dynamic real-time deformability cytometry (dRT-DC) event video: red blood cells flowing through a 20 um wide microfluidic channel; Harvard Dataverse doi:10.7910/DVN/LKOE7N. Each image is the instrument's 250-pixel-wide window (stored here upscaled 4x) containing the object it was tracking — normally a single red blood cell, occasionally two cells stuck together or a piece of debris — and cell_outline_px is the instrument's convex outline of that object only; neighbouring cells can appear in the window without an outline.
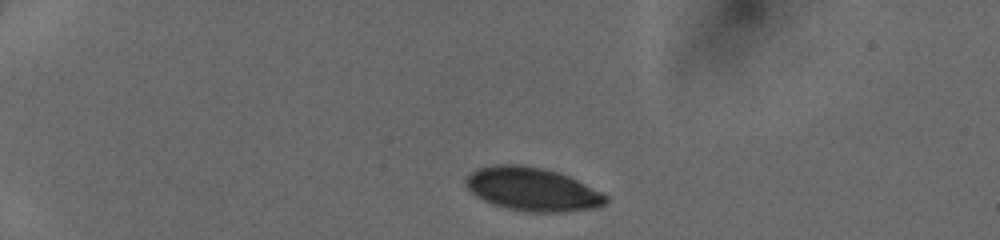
{"species": "human", "species_latin": "Homo sapiens", "temperature_condition": "cold", "stored_images_in_passage": 38, "camera_frame_rate_fps": 3000, "um_per_image_px": 0.085, "donor": {"sex": "female"}, "frame": {"image": 1, "passage_image": 1, "time_ms": 0.0, "image_size_px": [1000, 240], "cell_outline_px": [[608, 200], [604, 204], [596, 208], [560, 212], [528, 212], [508, 208], [492, 204], [476, 196], [464, 184], [464, 180], [476, 168], [496, 164], [520, 164], [544, 168], [568, 176], [608, 196]], "centroid_in_image_um": [45.22, 16.08], "position_along_channel_um": 39.8, "area_um2": 35.26}}
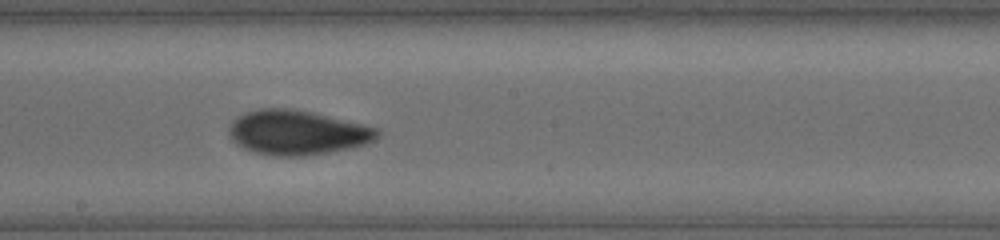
{"frame": {"image": 2, "passage_image": 19, "time_ms": 6.0, "image_size_px": [1000, 240], "cell_outline_px": [[380, 136], [368, 144], [328, 152], [304, 156], [272, 156], [256, 152], [244, 148], [236, 144], [232, 140], [228, 132], [228, 128], [232, 120], [248, 112], [260, 108], [288, 108], [312, 112], [376, 128], [380, 132]], "centroid_in_image_um": [25.24, 11.27], "position_along_channel_um": 223.0, "area_um2": 38.26}}
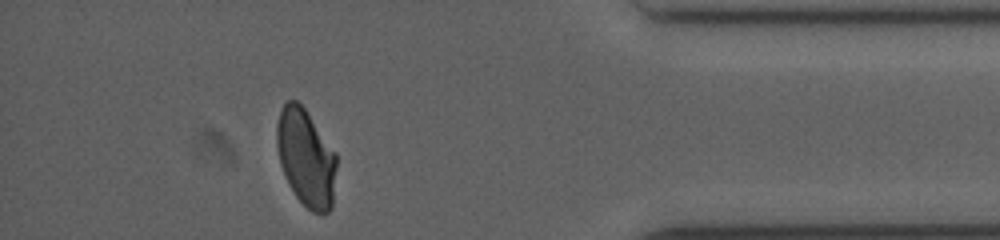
{"frame": {"image": 3, "passage_image": 34, "time_ms": 11.0, "image_size_px": [1000, 240], "cell_outline_px": [[336, 168], [332, 208], [328, 212], [312, 212], [296, 196], [280, 164], [276, 144], [276, 124], [280, 108], [288, 100], [296, 100], [304, 108], [336, 152]], "centroid_in_image_um": [26.0, 13.38], "position_along_channel_um": 409.2, "area_um2": 33.64}}